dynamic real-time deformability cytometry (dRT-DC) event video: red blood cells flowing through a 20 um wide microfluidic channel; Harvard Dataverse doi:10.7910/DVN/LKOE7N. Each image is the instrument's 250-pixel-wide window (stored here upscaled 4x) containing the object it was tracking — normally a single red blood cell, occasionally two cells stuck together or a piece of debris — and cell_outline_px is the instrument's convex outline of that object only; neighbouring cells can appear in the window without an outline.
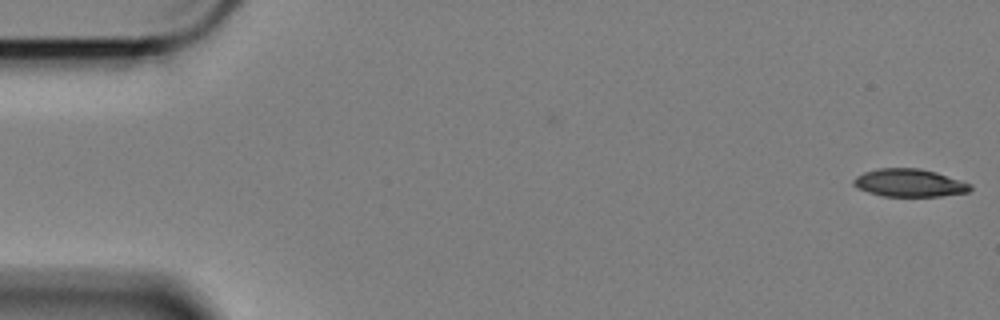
{"species": "Egyptian fruit bat (a non-hibernating species)", "species_latin": "Rousettus aegyptiacus", "temperature_condition": "cold", "stored_images_in_passage": 27, "camera_frame_rate_fps": 3000, "um_per_image_px": 0.085, "animal": {"sex": "female"}, "frame": {"image": 1, "passage_image": 1, "time_ms": 0.0, "image_size_px": [1000, 320], "cell_outline_px": [[972, 188], [968, 192], [940, 196], [880, 196], [856, 188], [852, 184], [852, 180], [856, 176], [864, 172], [880, 168], [920, 168], [936, 172], [972, 184]], "centroid_in_image_um": [77.27, 15.54], "position_along_channel_um": 7.7, "area_um2": 19.02}}
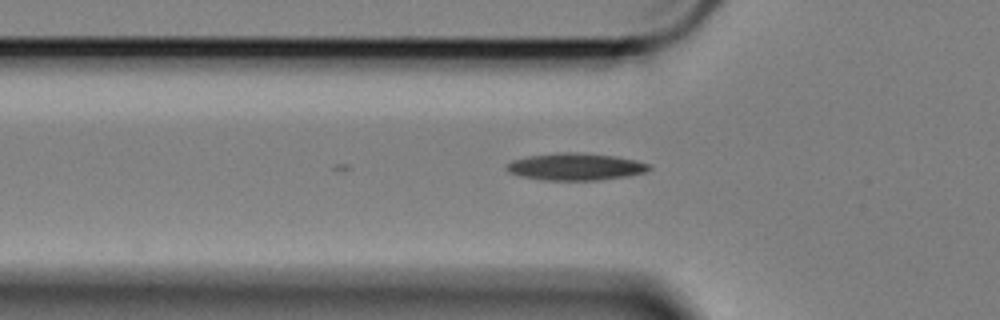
{"frame": {"image": 2, "passage_image": 19, "time_ms": 6.0, "image_size_px": [1000, 320], "cell_outline_px": [[652, 168], [644, 172], [628, 176], [596, 180], [544, 180], [524, 176], [508, 172], [504, 168], [512, 160], [528, 156], [564, 152], [572, 152], [612, 156], [636, 160], [648, 164]], "centroid_in_image_um": [48.91, 14.17], "position_along_channel_um": 76.9, "area_um2": 22.14}}
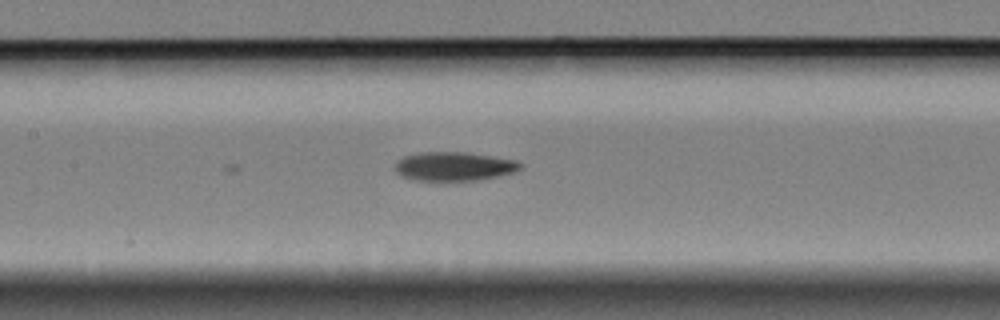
{"frame": {"image": 3, "passage_image": 27, "time_ms": 8.667, "image_size_px": [1000, 320], "cell_outline_px": [[520, 168], [512, 172], [480, 180], [416, 180], [404, 176], [396, 172], [396, 164], [404, 156], [420, 152], [460, 152], [516, 160], [520, 164]], "centroid_in_image_um": [38.57, 14.14], "position_along_channel_um": 168.8, "area_um2": 20.46}}